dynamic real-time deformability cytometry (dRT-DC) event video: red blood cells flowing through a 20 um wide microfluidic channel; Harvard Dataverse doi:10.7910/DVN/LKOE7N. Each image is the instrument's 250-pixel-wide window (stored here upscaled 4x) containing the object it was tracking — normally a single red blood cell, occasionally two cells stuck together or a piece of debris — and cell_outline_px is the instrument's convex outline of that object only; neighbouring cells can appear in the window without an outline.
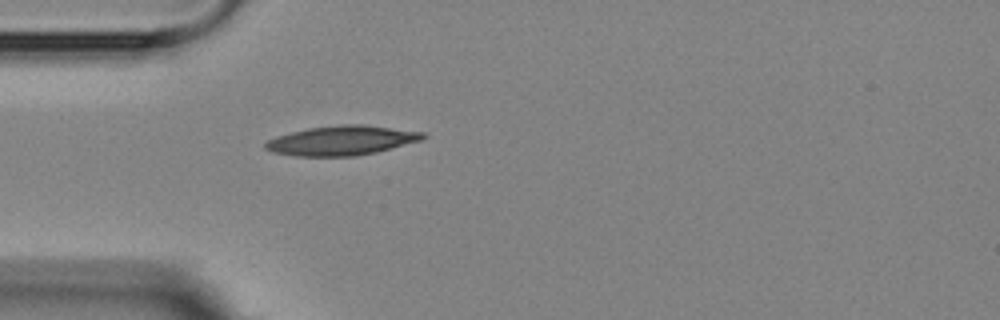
{"species": "Egyptian fruit bat (a non-hibernating species)", "species_latin": "Rousettus aegyptiacus", "temperature_condition": "room temperature", "stored_images_in_passage": 1, "camera_frame_rate_fps": 3000, "um_per_image_px": 0.085, "animal": {"sex": "female"}, "frame": {"image": 1, "passage_image": 1, "time_ms": 0.0, "image_size_px": [1000, 320], "cell_outline_px": [[428, 136], [420, 140], [376, 152], [356, 156], [296, 156], [272, 152], [264, 148], [264, 144], [268, 140], [276, 136], [308, 128], [340, 124], [364, 124], [424, 132]], "centroid_in_image_um": [29.03, 11.94], "position_along_channel_um": 56.0, "area_um2": 27.05}}